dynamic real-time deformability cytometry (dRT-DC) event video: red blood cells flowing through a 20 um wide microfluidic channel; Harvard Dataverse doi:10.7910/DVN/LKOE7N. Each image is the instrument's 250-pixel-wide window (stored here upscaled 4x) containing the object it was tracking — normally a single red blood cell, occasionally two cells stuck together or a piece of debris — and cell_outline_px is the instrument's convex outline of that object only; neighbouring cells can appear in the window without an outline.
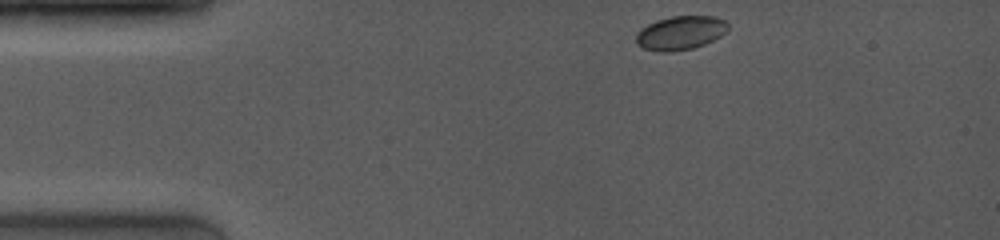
{"species": "common noctule bat (a hibernating species)", "species_latin": "Nyctalus noctula", "temperature_condition": "room temperature", "stored_images_in_passage": 54, "camera_frame_rate_fps": 4000, "um_per_image_px": 0.085, "animal": {"sex": "female", "body_mass_g": 19.0, "forearm_length_mm": 53.3}, "frame": {"image": 1, "passage_image": 1, "time_ms": 0.0, "image_size_px": [1000, 240], "cell_outline_px": [[728, 28], [720, 36], [704, 44], [692, 48], [672, 52], [660, 52], [644, 48], [636, 44], [636, 32], [640, 28], [656, 20], [672, 16], [716, 16], [724, 20], [728, 24]], "centroid_in_image_um": [57.8, 2.79], "position_along_channel_um": 27.2, "area_um2": 18.15}}
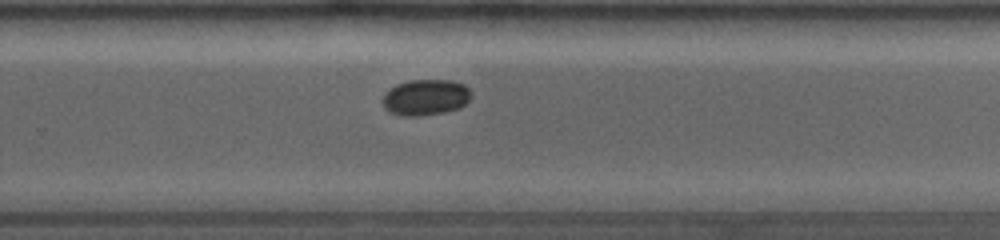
{"frame": {"image": 2, "passage_image": 34, "time_ms": 8.25, "image_size_px": [1000, 240], "cell_outline_px": [[472, 96], [460, 108], [444, 112], [416, 116], [404, 116], [388, 112], [384, 108], [380, 100], [384, 92], [388, 88], [396, 84], [408, 80], [452, 80], [464, 84], [472, 92]], "centroid_in_image_um": [36.12, 8.26], "position_along_channel_um": 293.7, "area_um2": 18.96}}
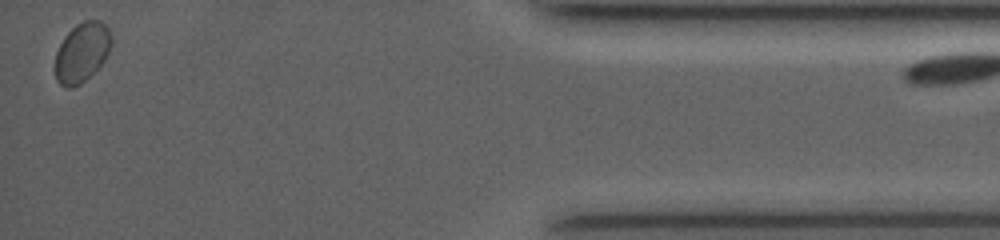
{"frame": {"image": 3, "passage_image": 53, "time_ms": 13.0, "image_size_px": [1000, 240], "cell_outline_px": [[112, 44], [104, 60], [80, 84], [72, 88], [68, 88], [60, 84], [56, 80], [56, 52], [64, 36], [76, 24], [84, 20], [100, 20], [108, 28], [112, 36]], "centroid_in_image_um": [6.97, 4.42], "position_along_channel_um": 428.2, "area_um2": 19.31}}